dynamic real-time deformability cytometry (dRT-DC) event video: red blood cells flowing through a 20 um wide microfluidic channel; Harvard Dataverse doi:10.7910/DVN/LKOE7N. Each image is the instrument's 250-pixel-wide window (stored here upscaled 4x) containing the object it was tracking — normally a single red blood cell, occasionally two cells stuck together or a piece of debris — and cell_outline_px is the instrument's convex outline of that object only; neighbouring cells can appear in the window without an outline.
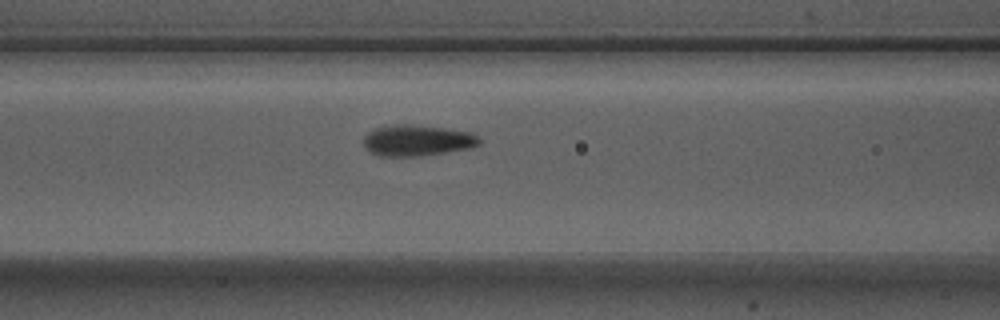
{"species": "Egyptian fruit bat (a non-hibernating species)", "species_latin": "Rousettus aegyptiacus", "temperature_condition": "warm", "stored_images_in_passage": 20, "camera_frame_rate_fps": 3000, "um_per_image_px": 0.085, "animal": {"sex": "male"}, "frame": {"image": 1, "passage_image": 15, "time_ms": 4.667, "image_size_px": [1000, 320], "cell_outline_px": [[480, 144], [472, 148], [416, 156], [380, 156], [364, 148], [364, 136], [368, 132], [384, 124], [412, 124], [448, 128], [472, 132], [480, 140]], "centroid_in_image_um": [35.45, 11.91], "position_along_channel_um": 131.2, "area_um2": 21.15}}